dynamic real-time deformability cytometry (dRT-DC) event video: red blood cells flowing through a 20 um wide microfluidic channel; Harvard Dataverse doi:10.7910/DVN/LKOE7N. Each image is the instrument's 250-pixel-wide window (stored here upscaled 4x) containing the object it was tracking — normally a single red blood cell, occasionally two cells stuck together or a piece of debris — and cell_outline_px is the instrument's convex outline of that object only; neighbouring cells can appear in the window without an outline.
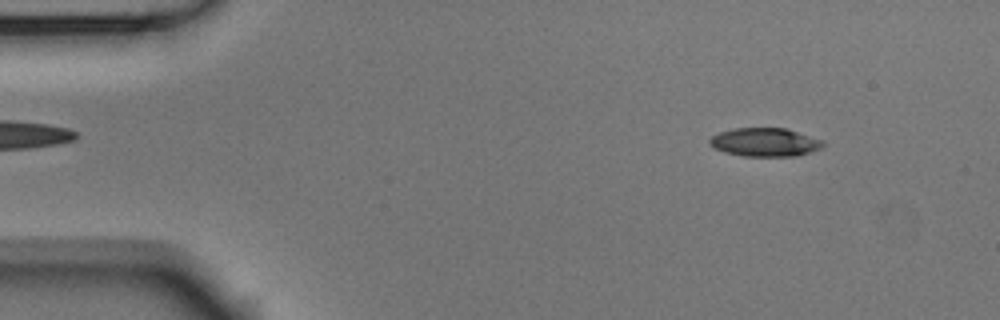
{"species": "Egyptian fruit bat (a non-hibernating species)", "species_latin": "Rousettus aegyptiacus", "temperature_condition": "room temperature", "stored_images_in_passage": 54, "camera_frame_rate_fps": 3000, "um_per_image_px": 0.085, "animal": {"sex": "male"}, "frame": {"image": 1, "passage_image": 6, "time_ms": 1.667, "image_size_px": [1000, 320], "cell_outline_px": [[824, 144], [820, 148], [796, 156], [744, 156], [724, 152], [708, 144], [708, 140], [712, 136], [720, 132], [736, 128], [784, 128], [824, 140]], "centroid_in_image_um": [65.0, 12.09], "position_along_channel_um": 20.0, "area_um2": 18.67}}
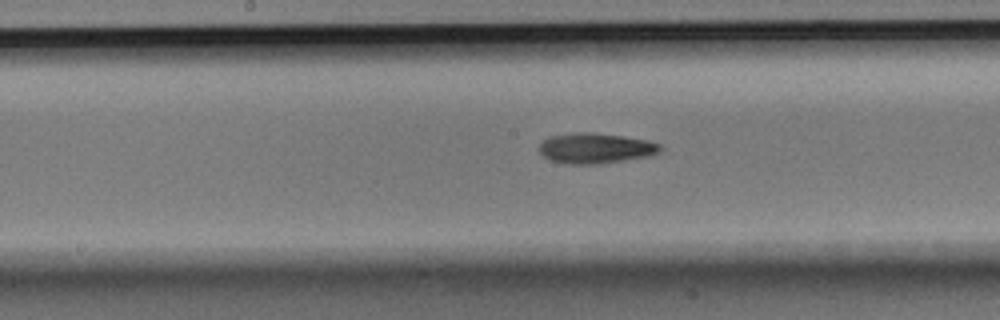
{"frame": {"image": 2, "passage_image": 27, "time_ms": 8.667, "image_size_px": [1000, 320], "cell_outline_px": [[664, 148], [656, 152], [644, 156], [600, 164], [568, 164], [552, 160], [544, 156], [540, 152], [540, 144], [544, 140], [552, 136], [580, 132], [592, 132], [648, 140], [660, 144]], "centroid_in_image_um": [50.61, 12.59], "position_along_channel_um": 197.6, "area_um2": 20.92}}
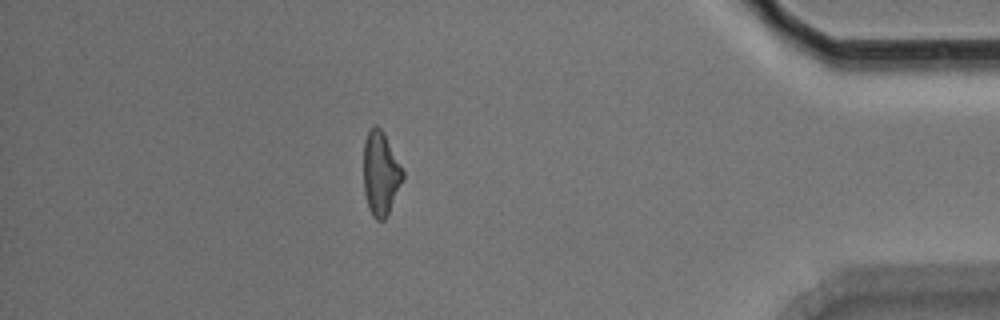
{"frame": {"image": 3, "passage_image": 47, "time_ms": 15.333, "image_size_px": [1000, 320], "cell_outline_px": [[404, 176], [388, 212], [384, 220], [376, 220], [372, 216], [368, 208], [364, 192], [364, 140], [368, 132], [376, 124], [384, 132], [404, 172]], "centroid_in_image_um": [32.34, 14.73], "position_along_channel_um": 402.9, "area_um2": 18.9}, "authors_computed_cell_mechanics": {"area_um2": 19.5942, "velocity_mm_per_s": 3.7154, "shape_relaxation_time_tau1_ms": 4.2899, "shape_relaxation_time_tau2_ms": null, "deformation_change_tau1": 0.1477, "deformation_change_tau2": null}}